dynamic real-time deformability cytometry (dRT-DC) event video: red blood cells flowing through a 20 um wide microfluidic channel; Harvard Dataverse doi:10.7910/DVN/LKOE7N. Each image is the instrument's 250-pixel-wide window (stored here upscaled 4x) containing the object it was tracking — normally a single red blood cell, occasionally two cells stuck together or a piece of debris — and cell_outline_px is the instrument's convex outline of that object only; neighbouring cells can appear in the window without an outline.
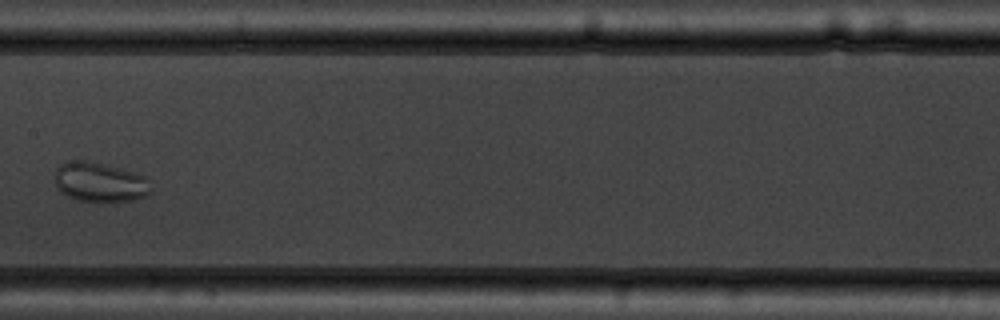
{"species": "common noctule bat (a hibernating species)", "species_latin": "Nyctalus noctula", "temperature_condition": "warm", "stored_images_in_passage": 8, "camera_frame_rate_fps": 3000, "um_per_image_px": 0.085, "animal": {"sex": "male", "body_mass_g": 19.5, "forearm_length_mm": 54.6}, "frame": {"image": 1, "passage_image": 5, "time_ms": 4.667, "image_size_px": [1000, 320], "cell_outline_px": [[152, 192], [148, 196], [132, 200], [108, 204], [100, 204], [76, 200], [60, 192], [56, 188], [52, 172], [60, 164], [72, 160], [84, 160], [120, 168], [144, 176]], "centroid_in_image_um": [8.43, 15.53], "position_along_channel_um": 199.0, "area_um2": 22.95}}